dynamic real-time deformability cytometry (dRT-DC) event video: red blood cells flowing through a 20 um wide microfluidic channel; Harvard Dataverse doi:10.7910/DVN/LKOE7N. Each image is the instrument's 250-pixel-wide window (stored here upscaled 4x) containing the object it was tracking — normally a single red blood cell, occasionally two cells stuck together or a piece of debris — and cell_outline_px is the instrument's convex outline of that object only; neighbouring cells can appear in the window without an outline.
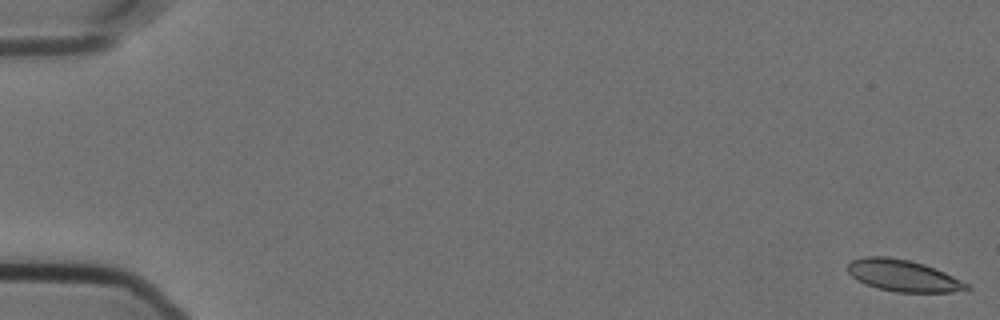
{"species": "Egyptian fruit bat (a non-hibernating species)", "species_latin": "Rousettus aegyptiacus", "temperature_condition": "cold", "stored_images_in_passage": 57, "camera_frame_rate_fps": 3000, "um_per_image_px": 0.085, "animal": {"sex": "female"}, "frame": {"image": 1, "passage_image": 1, "time_ms": 0.0, "image_size_px": [1000, 320], "cell_outline_px": [[972, 288], [952, 292], [896, 292], [876, 288], [856, 280], [848, 272], [848, 264], [852, 260], [864, 256], [888, 256], [908, 260], [924, 264], [944, 272], [968, 284]], "centroid_in_image_um": [76.73, 23.43], "position_along_channel_um": 8.3, "area_um2": 21.85}}
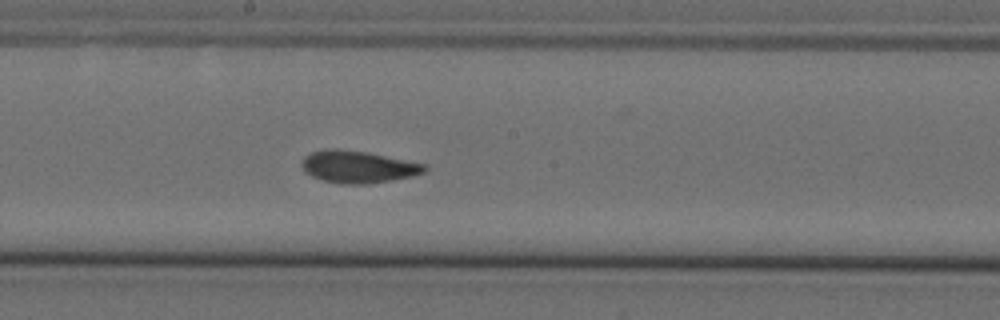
{"frame": {"image": 2, "passage_image": 32, "time_ms": 10.333, "image_size_px": [1000, 320], "cell_outline_px": [[428, 168], [424, 172], [412, 176], [392, 180], [368, 184], [340, 184], [324, 180], [312, 176], [304, 172], [300, 164], [300, 160], [304, 156], [312, 152], [324, 148], [340, 148], [368, 152], [428, 164]], "centroid_in_image_um": [30.41, 14.16], "position_along_channel_um": 217.8, "area_um2": 23.47}}
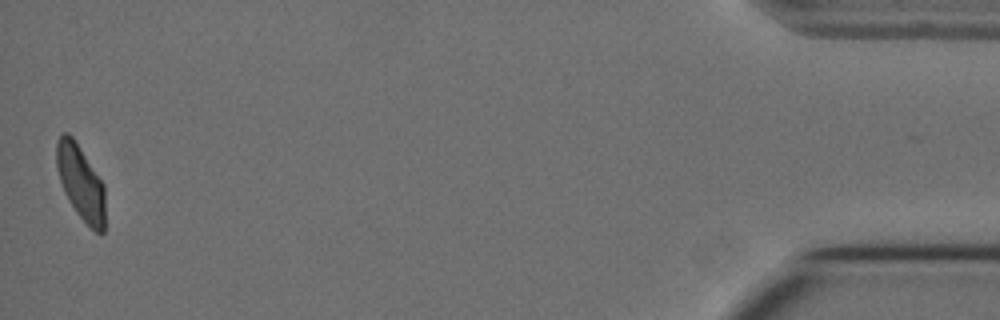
{"frame": {"image": 3, "passage_image": 57, "time_ms": 18.667, "image_size_px": [1000, 320], "cell_outline_px": [[104, 232], [96, 232], [76, 212], [64, 192], [56, 168], [56, 140], [64, 132], [68, 132], [72, 136], [104, 184]], "centroid_in_image_um": [6.84, 15.48], "position_along_channel_um": 428.4, "area_um2": 20.87}, "authors_computed_cell_mechanics": {"area_um2": 22.5998, "velocity_mm_per_s": 3.5514, "shape_relaxation_time_tau1_ms": 6.8443, "shape_relaxation_time_tau2_ms": 1.7614, "deformation_change_tau1": 0.15, "deformation_change_tau2": 0.0594}}